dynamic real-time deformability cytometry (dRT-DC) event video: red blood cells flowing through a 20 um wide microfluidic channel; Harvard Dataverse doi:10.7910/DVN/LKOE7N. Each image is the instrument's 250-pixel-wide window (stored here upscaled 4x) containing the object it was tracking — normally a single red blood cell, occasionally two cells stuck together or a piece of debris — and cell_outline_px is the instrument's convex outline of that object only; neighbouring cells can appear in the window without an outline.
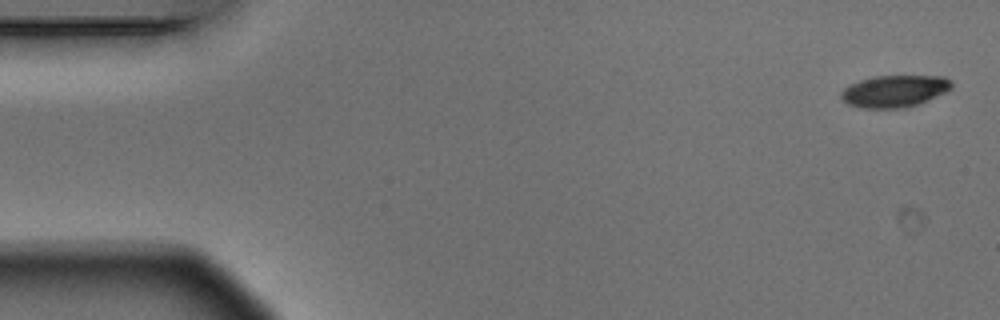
{"species": "Egyptian fruit bat (a non-hibernating species)", "species_latin": "Rousettus aegyptiacus", "temperature_condition": "warm", "stored_images_in_passage": 8, "camera_frame_rate_fps": 3000, "um_per_image_px": 0.085, "animal": {"sex": "male"}, "frame": {"image": 1, "passage_image": 1, "time_ms": 0.0, "image_size_px": [1000, 320], "cell_outline_px": [[952, 88], [928, 100], [904, 108], [864, 108], [848, 104], [840, 96], [840, 92], [848, 84], [860, 80], [876, 76], [944, 76], [952, 80]], "centroid_in_image_um": [76.02, 7.74], "position_along_channel_um": 9.0, "area_um2": 20.52}}
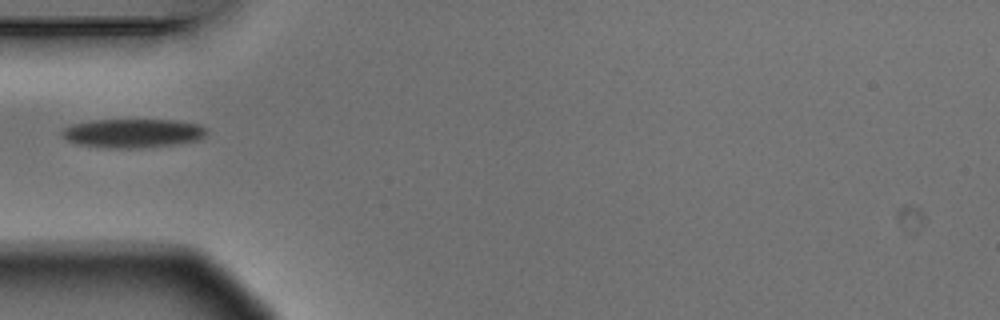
{"frame": {"image": 2, "passage_image": 5, "time_ms": 1.333, "image_size_px": [1000, 320], "cell_outline_px": [[208, 132], [200, 140], [176, 144], [144, 148], [108, 148], [80, 144], [68, 140], [60, 132], [64, 128], [72, 124], [92, 120], [172, 120], [200, 124]], "centroid_in_image_um": [11.33, 11.32], "position_along_channel_um": 73.7, "area_um2": 24.33}}
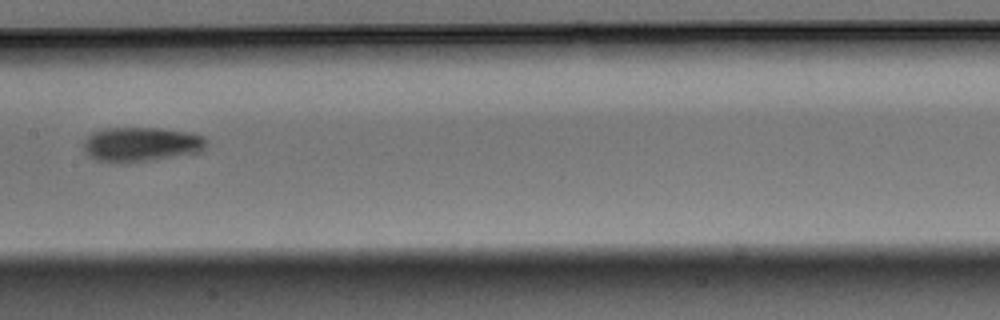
{"frame": {"image": 3, "passage_image": 8, "time_ms": 2.333, "image_size_px": [1000, 320], "cell_outline_px": [[208, 148], [200, 152], [152, 160], [124, 164], [116, 164], [96, 160], [88, 156], [84, 152], [84, 140], [92, 132], [108, 128], [160, 128], [192, 132], [204, 136], [208, 140]], "centroid_in_image_um": [12.03, 12.28], "position_along_channel_um": 195.4, "area_um2": 25.37}}